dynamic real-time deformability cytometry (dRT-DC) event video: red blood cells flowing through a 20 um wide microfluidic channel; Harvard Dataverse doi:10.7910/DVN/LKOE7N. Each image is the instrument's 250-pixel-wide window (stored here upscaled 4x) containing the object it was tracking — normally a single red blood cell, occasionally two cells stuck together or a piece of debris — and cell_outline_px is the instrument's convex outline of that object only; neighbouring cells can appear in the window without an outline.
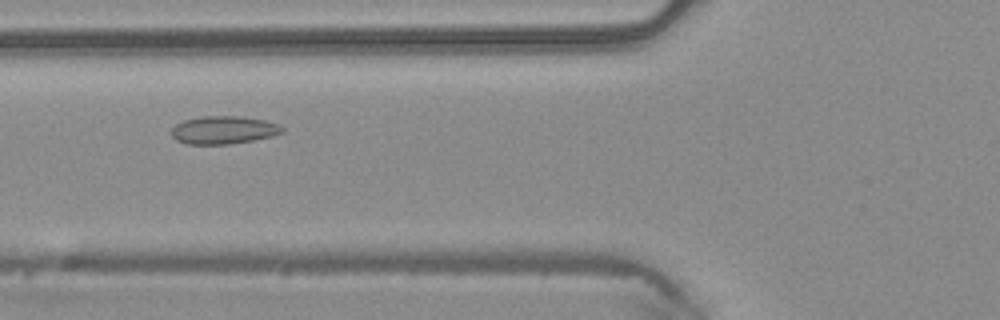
{"species": "common noctule bat (a hibernating species)", "species_latin": "Nyctalus noctula", "temperature_condition": "warm", "stored_images_in_passage": 44, "camera_frame_rate_fps": 3000, "um_per_image_px": 0.085, "animal": {"sex": "male", "body_mass_g": 20.4}, "frame": {"image": 1, "passage_image": 14, "time_ms": 4.333, "image_size_px": [1000, 320], "cell_outline_px": [[284, 132], [272, 136], [252, 140], [228, 144], [188, 144], [176, 140], [172, 136], [172, 128], [176, 124], [184, 120], [204, 116], [244, 116], [264, 120], [276, 124], [284, 128]], "centroid_in_image_um": [19.0, 11.04], "position_along_channel_um": 106.8, "area_um2": 17.92}}
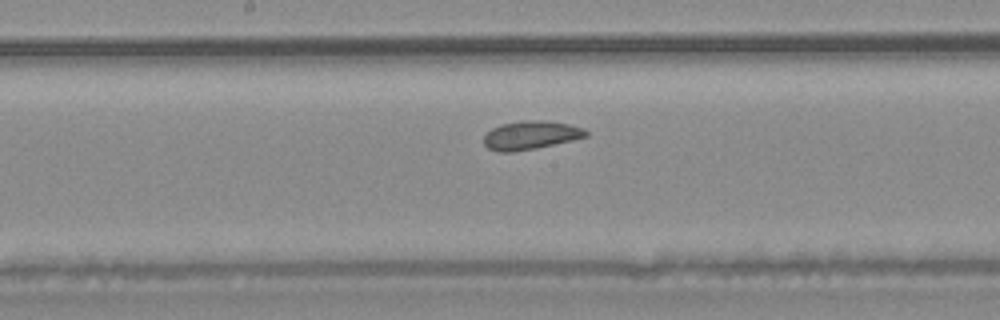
{"frame": {"image": 2, "passage_image": 21, "time_ms": 6.667, "image_size_px": [1000, 320], "cell_outline_px": [[588, 136], [572, 140], [536, 148], [512, 152], [500, 152], [488, 148], [484, 144], [484, 136], [492, 128], [500, 124], [524, 120], [540, 120], [568, 124], [584, 128], [588, 132]], "centroid_in_image_um": [45.1, 11.49], "position_along_channel_um": 203.1, "area_um2": 16.88}}
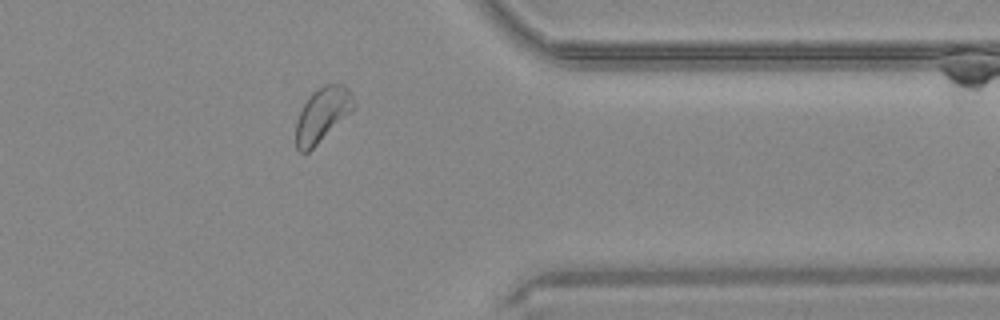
{"frame": {"image": 3, "passage_image": 35, "time_ms": 11.333, "image_size_px": [1000, 320], "cell_outline_px": [[356, 104], [308, 152], [300, 152], [296, 148], [296, 120], [308, 96], [312, 92], [324, 84], [344, 84], [352, 92]], "centroid_in_image_um": [27.37, 9.69], "position_along_channel_um": 384.0, "area_um2": 17.74}, "authors_computed_cell_mechanics": {"area_um2": 18.3515, "velocity_mm_per_s": 4.1112, "shape_relaxation_time_tau1_ms": 10.8598, "shape_relaxation_time_tau2_ms": 1.4089, "deformation_change_tau1": 0.0982, "deformation_change_tau2": 0.0626}}